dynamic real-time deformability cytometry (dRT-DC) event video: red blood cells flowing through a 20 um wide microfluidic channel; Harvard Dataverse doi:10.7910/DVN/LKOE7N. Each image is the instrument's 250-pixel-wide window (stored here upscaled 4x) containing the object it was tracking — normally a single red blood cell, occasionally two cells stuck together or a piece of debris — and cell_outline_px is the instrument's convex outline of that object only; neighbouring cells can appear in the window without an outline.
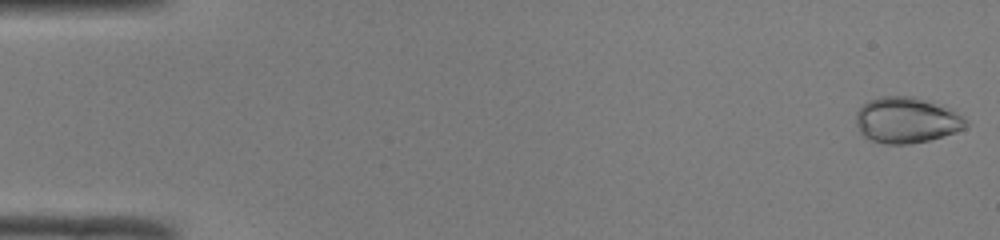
{"species": "common noctule bat (a hibernating species)", "species_latin": "Nyctalus noctula", "temperature_condition": "room temperature", "stored_images_in_passage": 50, "camera_frame_rate_fps": 3000, "um_per_image_px": 0.085, "animal": {"sex": "male", "body_mass_g": 19.0, "forearm_length_mm": 50.8}, "frame": {"image": 1, "passage_image": 1, "time_ms": 0.0, "image_size_px": [1000, 240], "cell_outline_px": [[968, 124], [964, 128], [956, 132], [928, 140], [908, 144], [888, 144], [872, 140], [864, 136], [860, 132], [856, 124], [856, 112], [868, 100], [880, 96], [912, 96], [928, 100], [968, 120]], "centroid_in_image_um": [77.01, 10.21], "position_along_channel_um": 8.0, "area_um2": 28.96}}
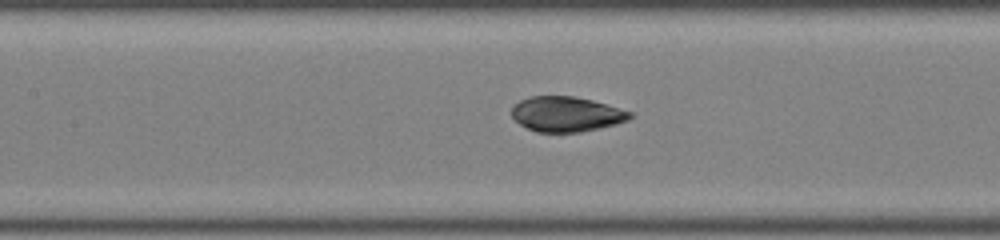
{"frame": {"image": 2, "passage_image": 23, "time_ms": 7.333, "image_size_px": [1000, 240], "cell_outline_px": [[632, 116], [628, 120], [616, 124], [580, 132], [536, 132], [520, 124], [512, 116], [512, 108], [520, 100], [532, 96], [576, 96], [592, 100], [632, 112]], "centroid_in_image_um": [48.14, 9.7], "position_along_channel_um": 159.3, "area_um2": 23.99}}
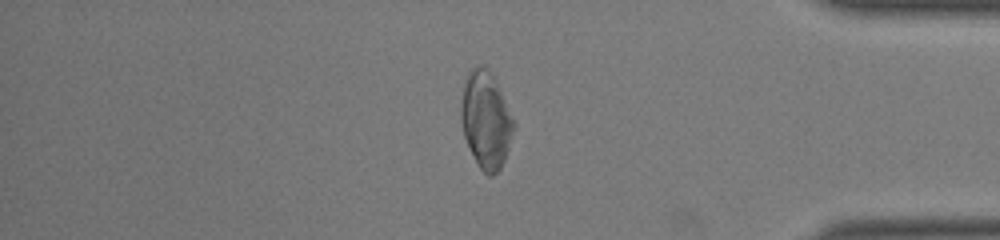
{"frame": {"image": 3, "passage_image": 42, "time_ms": 13.667, "image_size_px": [1000, 240], "cell_outline_px": [[516, 128], [504, 160], [500, 168], [492, 176], [488, 176], [480, 168], [464, 136], [460, 120], [460, 104], [464, 84], [468, 72], [476, 64], [480, 64], [488, 68], [492, 72], [516, 124]], "centroid_in_image_um": [41.31, 10.15], "position_along_channel_um": 393.9, "area_um2": 29.88}, "authors_computed_cell_mechanics": {"area_um2": 26.7325, "velocity_mm_per_s": 4.105, "shape_relaxation_time_tau1_ms": 5.1687, "shape_relaxation_time_tau2_ms": 0.6262, "deformation_change_tau1": 0.1416, "deformation_change_tau2": 0.0424}}